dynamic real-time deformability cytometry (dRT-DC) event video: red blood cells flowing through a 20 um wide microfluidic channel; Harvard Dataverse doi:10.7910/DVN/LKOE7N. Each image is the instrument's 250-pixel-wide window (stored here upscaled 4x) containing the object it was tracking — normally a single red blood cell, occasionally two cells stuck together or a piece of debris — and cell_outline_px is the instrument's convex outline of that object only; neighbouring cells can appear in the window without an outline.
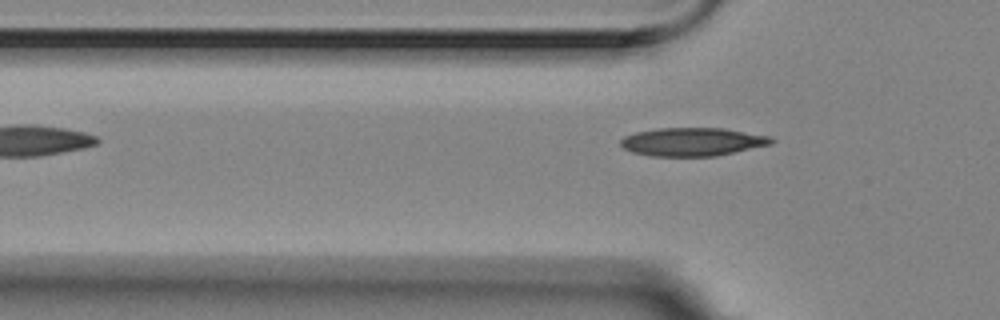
{"species": "Egyptian fruit bat (a non-hibernating species)", "species_latin": "Rousettus aegyptiacus", "temperature_condition": "room temperature", "stored_images_in_passage": 4, "camera_frame_rate_fps": 3000, "um_per_image_px": 0.085, "animal": {"sex": "female"}, "frame": {"image": 1, "passage_image": 4, "time_ms": 1.0, "image_size_px": [1000, 320], "cell_outline_px": [[776, 140], [772, 144], [716, 156], [648, 156], [632, 152], [624, 148], [620, 144], [620, 140], [624, 136], [636, 132], [656, 128], [724, 128], [772, 136]], "centroid_in_image_um": [58.88, 12.05], "position_along_channel_um": 66.9, "area_um2": 25.09}}